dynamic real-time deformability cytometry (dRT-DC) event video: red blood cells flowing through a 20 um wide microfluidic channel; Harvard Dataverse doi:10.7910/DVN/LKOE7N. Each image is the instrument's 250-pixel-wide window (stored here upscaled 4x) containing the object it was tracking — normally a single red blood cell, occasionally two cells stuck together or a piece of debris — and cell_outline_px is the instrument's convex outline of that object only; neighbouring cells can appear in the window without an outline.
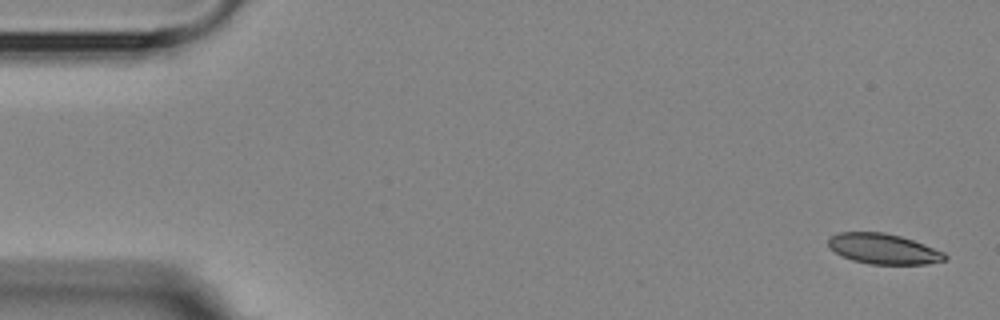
{"species": "Egyptian fruit bat (a non-hibernating species)", "species_latin": "Rousettus aegyptiacus", "temperature_condition": "room temperature", "stored_images_in_passage": 5, "camera_frame_rate_fps": 3000, "um_per_image_px": 0.085, "animal": {"sex": "female"}, "frame": {"image": 1, "passage_image": 1, "time_ms": 0.0, "image_size_px": [1000, 320], "cell_outline_px": [[948, 256], [944, 260], [924, 264], [868, 264], [852, 260], [836, 252], [828, 244], [828, 236], [840, 232], [884, 232], [900, 236], [924, 244], [944, 252]], "centroid_in_image_um": [75.08, 21.14], "position_along_channel_um": 9.9, "area_um2": 20.46}}